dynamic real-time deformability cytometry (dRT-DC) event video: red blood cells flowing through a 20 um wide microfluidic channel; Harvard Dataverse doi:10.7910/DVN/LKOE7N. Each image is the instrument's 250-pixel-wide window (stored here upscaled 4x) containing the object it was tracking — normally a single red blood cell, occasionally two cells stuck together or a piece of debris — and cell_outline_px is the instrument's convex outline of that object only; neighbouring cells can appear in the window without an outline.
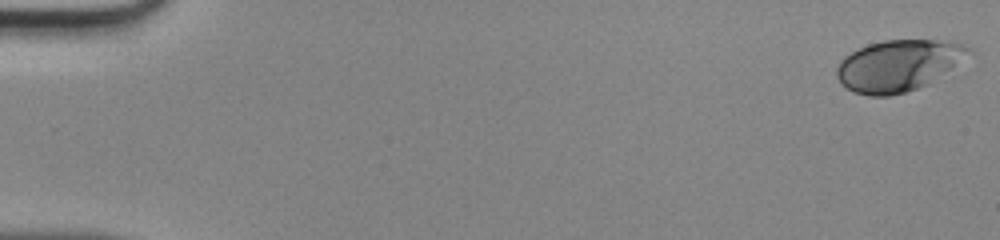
{"species": "human", "species_latin": "Homo sapiens", "temperature_condition": "room temperature", "stored_images_in_passage": 48, "camera_frame_rate_fps": 3000, "um_per_image_px": 0.085, "donor": {"sex": "male"}, "frame": {"image": 1, "passage_image": 1, "time_ms": 0.0, "image_size_px": [1000, 240], "cell_outline_px": [[976, 52], [928, 84], [904, 92], [888, 96], [872, 96], [852, 92], [836, 76], [836, 68], [840, 60], [844, 56], [868, 44], [884, 40], [948, 40], [964, 44], [972, 48]], "centroid_in_image_um": [76.41, 5.54], "position_along_channel_um": 8.6, "area_um2": 39.59}}
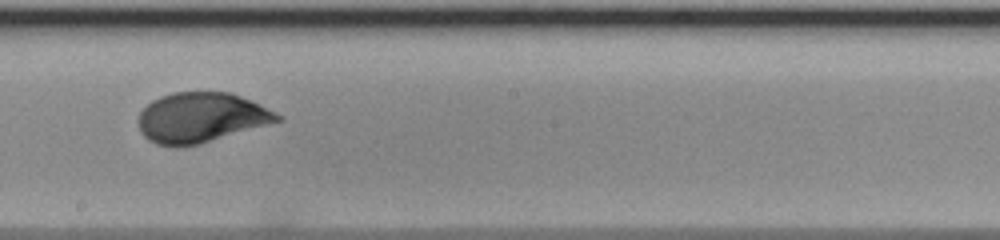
{"frame": {"image": 2, "passage_image": 28, "time_ms": 9.0, "image_size_px": [1000, 240], "cell_outline_px": [[284, 120], [200, 144], [176, 148], [156, 144], [148, 140], [140, 132], [140, 112], [152, 100], [160, 96], [172, 92], [232, 92], [260, 104], [276, 112]], "centroid_in_image_um": [17.1, 10.0], "position_along_channel_um": 231.1, "area_um2": 40.69}}
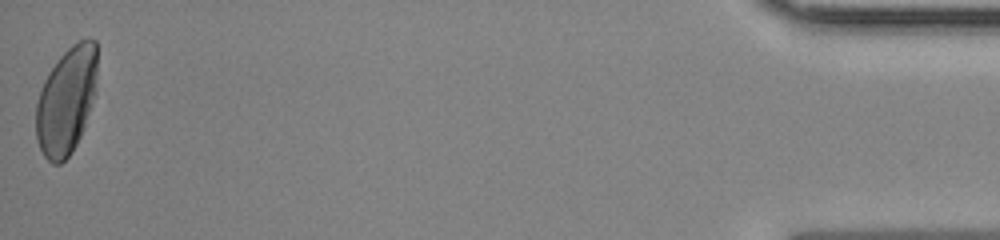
{"frame": {"image": 3, "passage_image": 48, "time_ms": 15.667, "image_size_px": [1000, 240], "cell_outline_px": [[96, 96], [80, 136], [72, 152], [60, 164], [52, 164], [44, 156], [36, 140], [36, 104], [44, 80], [48, 72], [60, 56], [72, 44], [88, 36], [96, 40]], "centroid_in_image_um": [5.65, 8.54], "position_along_channel_um": 429.5, "area_um2": 38.49}}